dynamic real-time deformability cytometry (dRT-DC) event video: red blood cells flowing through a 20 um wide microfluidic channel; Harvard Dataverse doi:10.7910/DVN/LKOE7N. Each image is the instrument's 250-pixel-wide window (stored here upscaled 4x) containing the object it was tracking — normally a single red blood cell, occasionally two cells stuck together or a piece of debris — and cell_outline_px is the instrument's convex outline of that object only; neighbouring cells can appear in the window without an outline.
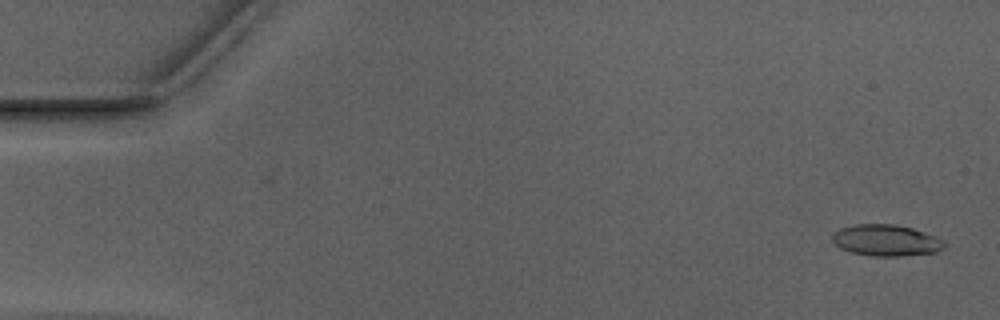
{"species": "Egyptian fruit bat (a non-hibernating species)", "species_latin": "Rousettus aegyptiacus", "temperature_condition": "warm", "stored_images_in_passage": 10, "camera_frame_rate_fps": 3000, "um_per_image_px": 0.085, "animal": {"sex": "male"}, "frame": {"image": 1, "passage_image": 2, "time_ms": 0.333, "image_size_px": [1000, 320], "cell_outline_px": [[944, 248], [936, 252], [904, 256], [872, 256], [852, 252], [840, 248], [832, 240], [832, 236], [840, 228], [856, 224], [896, 224], [912, 228], [924, 232], [944, 240]], "centroid_in_image_um": [75.33, 20.43], "position_along_channel_um": 9.7, "area_um2": 20.4}}